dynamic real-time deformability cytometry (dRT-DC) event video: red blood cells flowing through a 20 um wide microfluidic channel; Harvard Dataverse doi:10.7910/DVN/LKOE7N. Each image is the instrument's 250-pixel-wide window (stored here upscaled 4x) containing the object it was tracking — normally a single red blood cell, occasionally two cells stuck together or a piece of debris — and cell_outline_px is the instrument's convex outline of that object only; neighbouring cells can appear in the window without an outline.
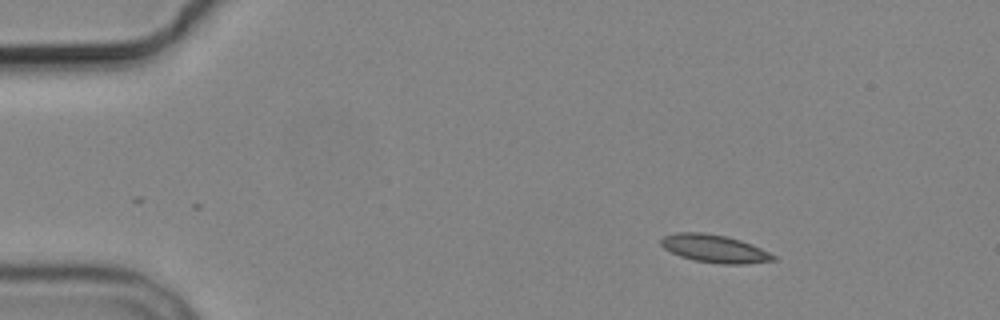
{"species": "common noctule bat (a hibernating species)", "species_latin": "Nyctalus noctula", "temperature_condition": "cold", "stored_images_in_passage": 13, "camera_frame_rate_fps": 3000, "um_per_image_px": 0.085, "animal": {"sex": "male", "body_mass_g": 19.2, "forearm_length_mm": 51.8}, "frame": {"image": 1, "passage_image": 1, "time_ms": 0.0, "image_size_px": [1000, 320], "cell_outline_px": [[776, 260], [744, 264], [720, 264], [692, 260], [680, 256], [664, 248], [660, 244], [660, 240], [664, 236], [680, 232], [704, 232], [728, 236], [752, 244], [776, 256]], "centroid_in_image_um": [60.73, 21.13], "position_along_channel_um": 24.3, "area_um2": 18.26}}
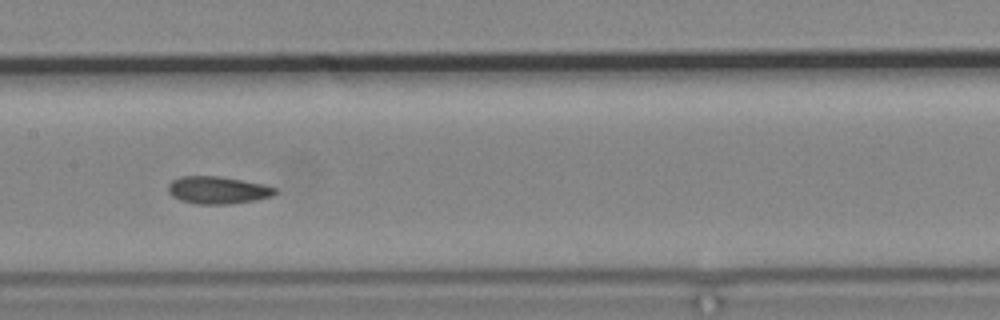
{"frame": {"image": 2, "passage_image": 6, "time_ms": 6.667, "image_size_px": [1000, 320], "cell_outline_px": [[276, 192], [272, 196], [256, 200], [228, 204], [196, 204], [180, 200], [172, 196], [168, 192], [168, 184], [172, 180], [180, 176], [220, 176], [264, 184], [276, 188]], "centroid_in_image_um": [18.49, 16.15], "position_along_channel_um": 188.9, "area_um2": 17.17}}
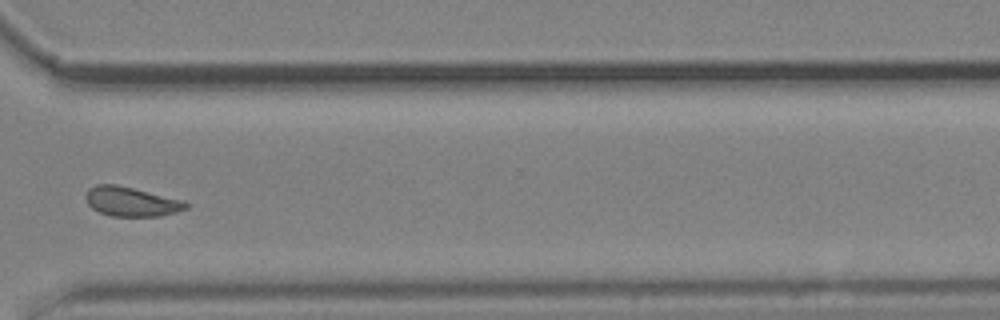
{"frame": {"image": 3, "passage_image": 10, "time_ms": 11.333, "image_size_px": [1000, 320], "cell_outline_px": [[188, 208], [176, 212], [160, 216], [112, 216], [100, 212], [92, 208], [88, 204], [84, 196], [88, 188], [96, 184], [116, 184], [184, 200], [188, 204]], "centroid_in_image_um": [11.14, 17.13], "position_along_channel_um": 359.5, "area_um2": 17.22}, "authors_computed_cell_mechanics": {"area_um2": 17.2244, "velocity_mm_per_s": 3.6724, "shape_relaxation_time_tau1_ms": 2.0756, "shape_relaxation_time_tau2_ms": 1.4511, "deformation_change_tau1": 0.0741, "deformation_change_tau2": 0.0501}}